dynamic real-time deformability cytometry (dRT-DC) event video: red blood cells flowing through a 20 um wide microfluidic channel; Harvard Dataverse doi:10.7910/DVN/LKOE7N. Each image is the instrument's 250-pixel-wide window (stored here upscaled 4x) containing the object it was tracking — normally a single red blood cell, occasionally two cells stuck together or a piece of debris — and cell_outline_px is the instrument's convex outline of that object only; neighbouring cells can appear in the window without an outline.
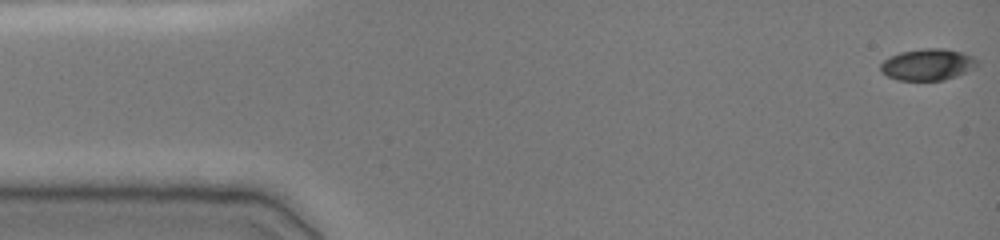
{"species": "common noctule bat (a hibernating species)", "species_latin": "Nyctalus noctula", "temperature_condition": "cold", "stored_images_in_passage": 49, "camera_frame_rate_fps": 3000, "um_per_image_px": 0.085, "animal": {"sex": "female", "body_mass_g": 19.0, "forearm_length_mm": 51.5}, "frame": {"image": 1, "passage_image": 1, "time_ms": 0.0, "image_size_px": [1000, 240], "cell_outline_px": [[980, 64], [976, 68], [956, 76], [944, 80], [896, 80], [880, 72], [880, 64], [884, 60], [900, 52], [924, 48], [944, 48], [964, 52], [980, 60]], "centroid_in_image_um": [78.91, 5.48], "position_along_channel_um": 6.1, "area_um2": 18.03}}
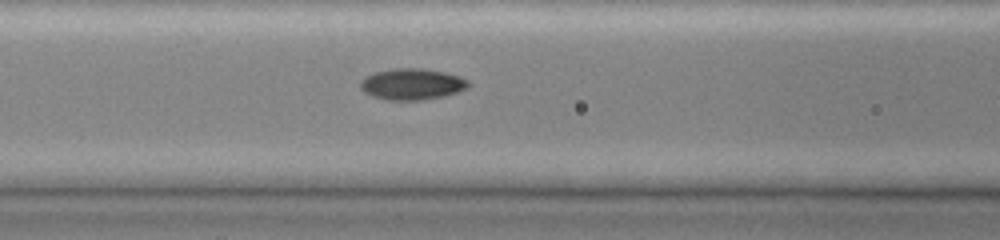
{"frame": {"image": 2, "passage_image": 20, "time_ms": 6.333, "image_size_px": [1000, 240], "cell_outline_px": [[472, 84], [468, 88], [444, 96], [424, 100], [388, 100], [372, 96], [364, 92], [360, 88], [360, 80], [364, 76], [376, 72], [392, 68], [420, 68], [444, 72], [460, 76], [468, 80]], "centroid_in_image_um": [35.02, 7.15], "position_along_channel_um": 131.6, "area_um2": 19.88}}
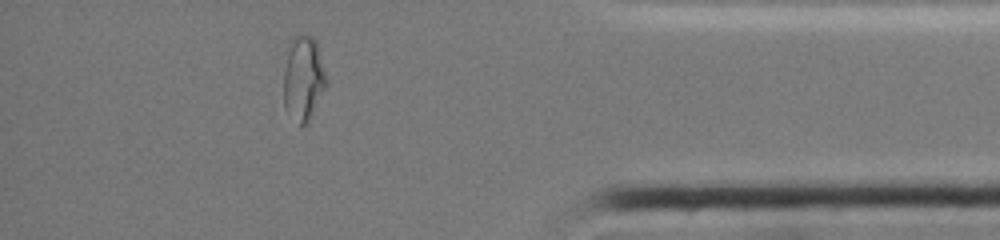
{"frame": {"image": 3, "passage_image": 43, "time_ms": 14.0, "image_size_px": [1000, 240], "cell_outline_px": [[328, 84], [308, 124], [300, 128], [284, 108], [284, 68], [288, 40], [292, 36], [312, 36], [316, 40], [328, 80]], "centroid_in_image_um": [25.79, 6.7], "position_along_channel_um": 409.4, "area_um2": 21.79}, "authors_computed_cell_mechanics": {"area_um2": 18.9584, "velocity_mm_per_s": 3.903, "shape_relaxation_time_tau1_ms": null, "shape_relaxation_time_tau2_ms": 1.9266, "deformation_change_tau1": null, "deformation_change_tau2": 0.0339}}